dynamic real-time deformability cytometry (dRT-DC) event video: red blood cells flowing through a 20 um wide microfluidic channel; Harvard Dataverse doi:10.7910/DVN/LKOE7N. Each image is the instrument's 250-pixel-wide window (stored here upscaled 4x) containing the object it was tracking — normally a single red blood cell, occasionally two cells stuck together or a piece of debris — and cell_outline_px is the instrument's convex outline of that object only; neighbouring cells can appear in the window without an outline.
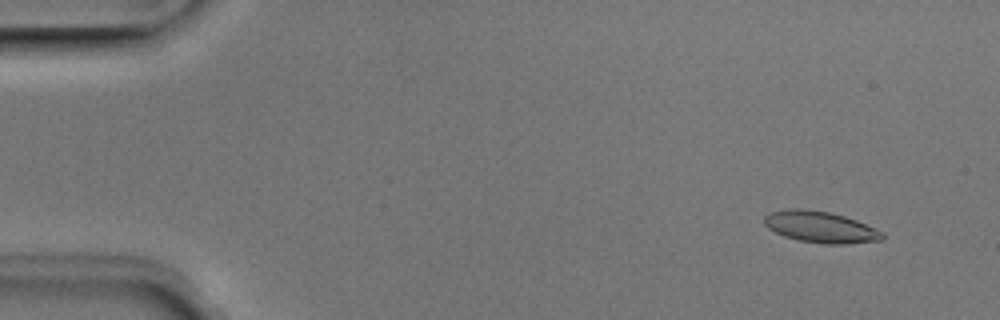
{"species": "Egyptian fruit bat (a non-hibernating species)", "species_latin": "Rousettus aegyptiacus", "temperature_condition": "room temperature", "stored_images_in_passage": 51, "camera_frame_rate_fps": 3000, "um_per_image_px": 0.085, "animal": {"sex": "male"}, "frame": {"image": 1, "passage_image": 4, "time_ms": 1.0, "image_size_px": [1000, 320], "cell_outline_px": [[884, 236], [880, 240], [844, 244], [824, 244], [800, 240], [784, 236], [768, 228], [764, 224], [764, 216], [768, 212], [788, 208], [800, 208], [832, 212], [856, 220], [884, 232]], "centroid_in_image_um": [69.71, 19.28], "position_along_channel_um": 15.3, "area_um2": 21.62}}
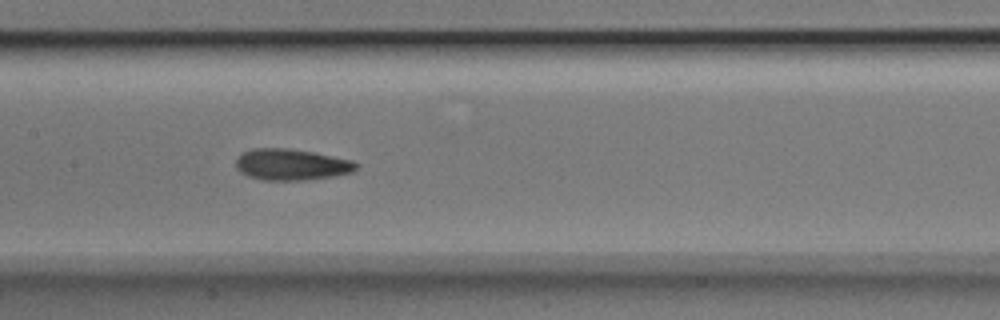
{"frame": {"image": 2, "passage_image": 25, "time_ms": 8.0, "image_size_px": [1000, 320], "cell_outline_px": [[360, 164], [352, 172], [336, 176], [304, 180], [264, 180], [248, 176], [240, 172], [236, 168], [236, 160], [244, 152], [252, 148], [288, 148], [312, 152], [352, 160]], "centroid_in_image_um": [24.78, 13.99], "position_along_channel_um": 182.6, "area_um2": 21.91}}
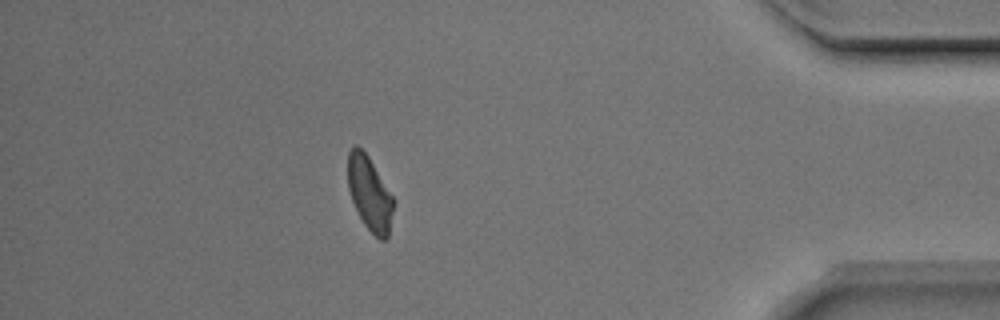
{"frame": {"image": 3, "passage_image": 45, "time_ms": 14.667, "image_size_px": [1000, 320], "cell_outline_px": [[392, 212], [388, 236], [384, 240], [380, 240], [364, 224], [352, 200], [348, 188], [348, 152], [352, 144], [356, 144], [368, 156], [392, 196]], "centroid_in_image_um": [31.38, 16.41], "position_along_channel_um": 403.8, "area_um2": 19.13}, "authors_computed_cell_mechanics": {"area_um2": 21.1548, "velocity_mm_per_s": 3.9684, "shape_relaxation_time_tau1_ms": 2.2418, "shape_relaxation_time_tau2_ms": 1.8753, "deformation_change_tau1": 0.1308, "deformation_change_tau2": 0.0931}}